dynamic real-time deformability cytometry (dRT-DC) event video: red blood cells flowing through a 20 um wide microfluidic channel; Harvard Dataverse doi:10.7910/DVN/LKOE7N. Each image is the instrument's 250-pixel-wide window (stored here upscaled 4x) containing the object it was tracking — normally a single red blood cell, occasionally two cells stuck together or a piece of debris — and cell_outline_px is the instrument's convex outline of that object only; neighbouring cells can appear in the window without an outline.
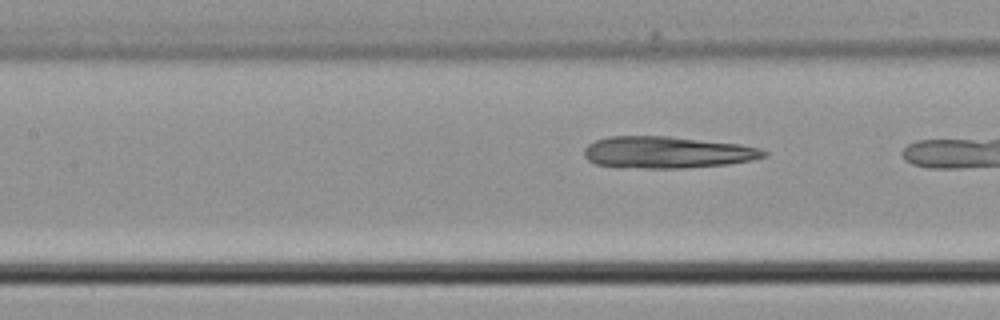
{"species": "common noctule bat (a hibernating species)", "species_latin": "Nyctalus noctula", "temperature_condition": "cold", "stored_images_in_passage": 7, "segment_of_instrument_passage": [2, 2], "camera_frame_rate_fps": 3000, "um_per_image_px": 0.085, "animal": {"sex": "male", "body_mass_g": 21.5, "forearm_length_mm": 52.0}, "frame": {"image": 1, "passage_image": 7, "time_ms": 2.0, "image_size_px": [1000, 320], "cell_outline_px": [[768, 156], [752, 160], [728, 164], [684, 168], [620, 168], [596, 164], [588, 160], [584, 156], [584, 148], [588, 144], [596, 140], [608, 136], [668, 136], [740, 144], [760, 148], [768, 152]], "centroid_in_image_um": [56.69, 12.95], "position_along_channel_um": 150.7, "area_um2": 33.58}}